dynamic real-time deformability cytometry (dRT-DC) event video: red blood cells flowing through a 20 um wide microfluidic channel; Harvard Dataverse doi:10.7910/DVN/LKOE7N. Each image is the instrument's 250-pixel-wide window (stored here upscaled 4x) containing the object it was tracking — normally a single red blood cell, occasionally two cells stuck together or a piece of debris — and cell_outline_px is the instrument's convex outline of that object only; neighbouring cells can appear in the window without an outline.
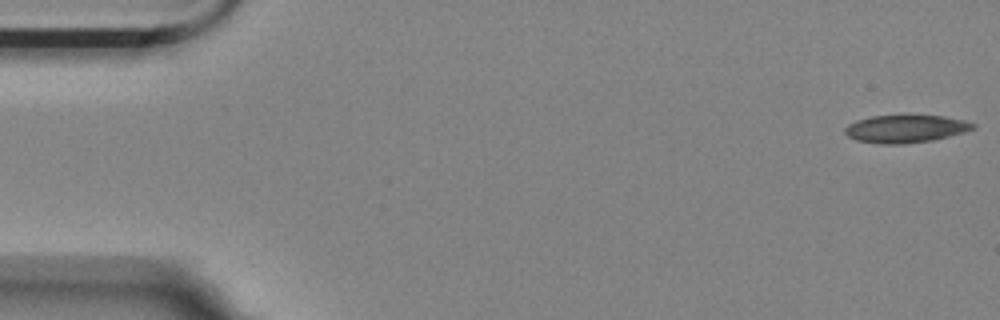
{"species": "Egyptian fruit bat (a non-hibernating species)", "species_latin": "Rousettus aegyptiacus", "temperature_condition": "room temperature", "stored_images_in_passage": 57, "camera_frame_rate_fps": 3000, "um_per_image_px": 0.085, "animal": {"sex": "female"}, "frame": {"image": 1, "passage_image": 1, "time_ms": 0.0, "image_size_px": [1000, 320], "cell_outline_px": [[976, 128], [964, 132], [932, 140], [904, 144], [880, 144], [856, 140], [848, 136], [844, 132], [844, 128], [848, 124], [856, 120], [872, 116], [944, 116], [964, 120], [976, 124]], "centroid_in_image_um": [76.96, 10.95], "position_along_channel_um": 8.0, "area_um2": 20.58}}
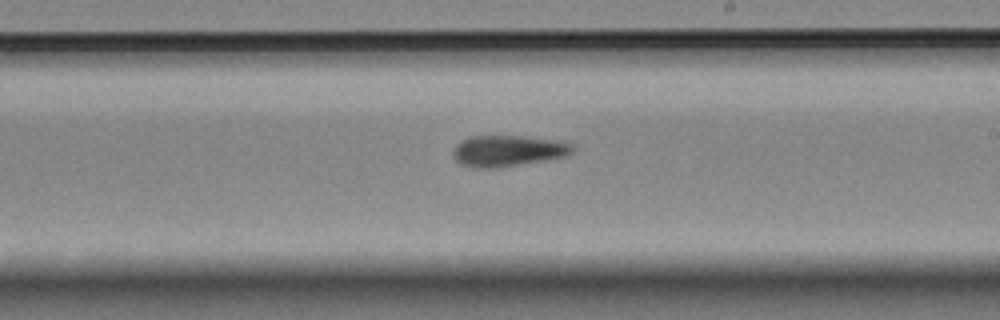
{"frame": {"image": 2, "passage_image": 32, "time_ms": 10.333, "image_size_px": [1000, 320], "cell_outline_px": [[576, 148], [572, 152], [564, 156], [544, 160], [500, 168], [476, 168], [460, 164], [452, 156], [452, 152], [456, 144], [460, 140], [468, 136], [524, 136], [556, 140], [572, 144]], "centroid_in_image_um": [43.12, 12.82], "position_along_channel_um": 245.9, "area_um2": 21.85}}
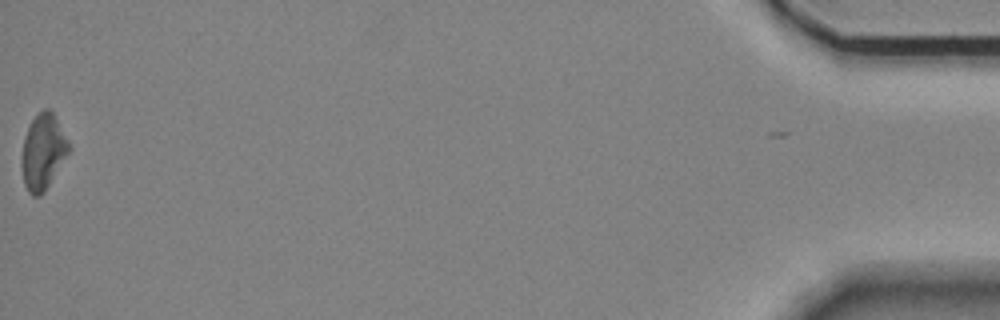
{"frame": {"image": 3, "passage_image": 56, "time_ms": 18.333, "image_size_px": [1000, 320], "cell_outline_px": [[72, 148], [44, 192], [40, 196], [32, 196], [28, 192], [24, 184], [24, 136], [32, 120], [44, 108], [48, 108], [52, 112], [68, 140]], "centroid_in_image_um": [3.7, 12.91], "position_along_channel_um": 431.5, "area_um2": 20.06}, "authors_computed_cell_mechanics": {"area_um2": 20.9814, "velocity_mm_per_s": 3.5416, "shape_relaxation_time_tau1_ms": 6.9942, "shape_relaxation_time_tau2_ms": 9.9958, "deformation_change_tau1": 0.145, "deformation_change_tau2": 0.23}}